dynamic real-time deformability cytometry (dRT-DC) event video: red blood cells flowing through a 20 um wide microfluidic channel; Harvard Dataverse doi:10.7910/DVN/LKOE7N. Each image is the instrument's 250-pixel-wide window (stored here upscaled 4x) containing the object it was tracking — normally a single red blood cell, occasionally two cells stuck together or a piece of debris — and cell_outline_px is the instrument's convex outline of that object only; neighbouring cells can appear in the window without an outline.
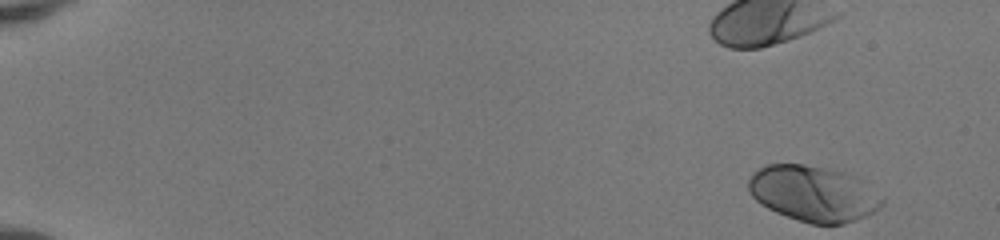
{"species": "human", "species_latin": "Homo sapiens", "temperature_condition": "room temperature", "stored_images_in_passage": 5, "camera_frame_rate_fps": 3000, "um_per_image_px": 0.085, "donor": {"sex": "female"}, "frame": {"image": 1, "passage_image": 1, "time_ms": 0.0, "image_size_px": [1000, 240], "cell_outline_px": [[884, 204], [880, 208], [856, 220], [844, 224], [812, 224], [776, 212], [760, 204], [748, 192], [748, 180], [760, 168], [768, 164], [804, 164], [844, 172], [860, 180], [884, 196]], "centroid_in_image_um": [69.15, 16.46], "position_along_channel_um": 15.8, "area_um2": 43.18}}